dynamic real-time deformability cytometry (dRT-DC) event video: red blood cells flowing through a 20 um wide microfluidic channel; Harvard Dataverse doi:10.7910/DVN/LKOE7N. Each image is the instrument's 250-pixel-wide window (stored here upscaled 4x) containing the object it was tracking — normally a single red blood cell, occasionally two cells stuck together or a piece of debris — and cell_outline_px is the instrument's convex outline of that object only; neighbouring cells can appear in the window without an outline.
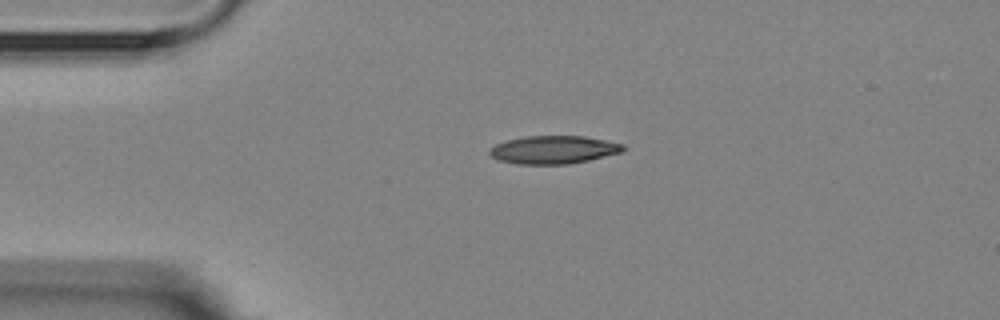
{"species": "Egyptian fruit bat (a non-hibernating species)", "species_latin": "Rousettus aegyptiacus", "temperature_condition": "room temperature", "stored_images_in_passage": 2, "camera_frame_rate_fps": 3000, "um_per_image_px": 0.085, "animal": {"sex": "female"}, "frame": {"image": 1, "passage_image": 1, "time_ms": 0.0, "image_size_px": [1000, 320], "cell_outline_px": [[628, 148], [624, 152], [588, 160], [568, 164], [516, 164], [496, 160], [488, 152], [488, 148], [504, 140], [524, 136], [584, 136], [624, 144]], "centroid_in_image_um": [47.04, 12.73], "position_along_channel_um": 38.0, "area_um2": 22.14}}